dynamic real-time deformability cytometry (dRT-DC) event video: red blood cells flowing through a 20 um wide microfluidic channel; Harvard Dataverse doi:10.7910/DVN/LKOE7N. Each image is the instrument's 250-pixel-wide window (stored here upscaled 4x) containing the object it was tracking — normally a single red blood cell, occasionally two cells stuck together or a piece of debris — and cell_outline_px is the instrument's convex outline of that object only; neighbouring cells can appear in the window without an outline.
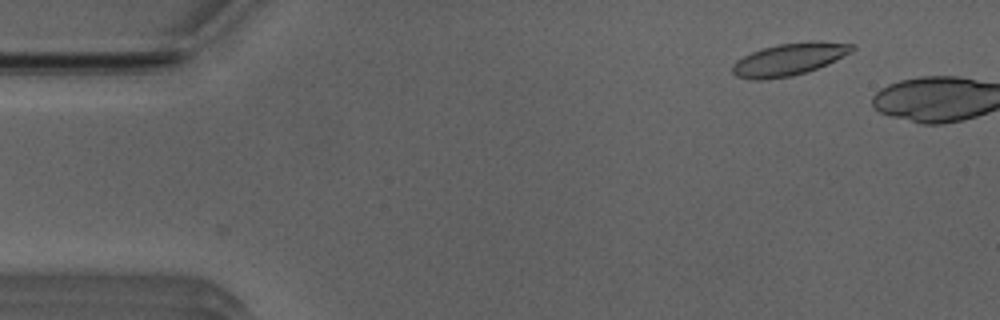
{"species": "Egyptian fruit bat (a non-hibernating species)", "species_latin": "Rousettus aegyptiacus", "temperature_condition": "room temperature", "stored_images_in_passage": 4, "camera_frame_rate_fps": 3000, "um_per_image_px": 0.085, "animal": {"sex": "male"}, "frame": {"image": 1, "passage_image": 2, "time_ms": 0.333, "image_size_px": [1000, 320], "cell_outline_px": [[856, 48], [852, 52], [828, 64], [792, 76], [760, 80], [752, 80], [736, 76], [732, 72], [732, 64], [736, 60], [752, 52], [764, 48], [780, 44], [812, 40], [856, 44]], "centroid_in_image_um": [67.1, 5.03], "position_along_channel_um": 17.9, "area_um2": 22.54}}